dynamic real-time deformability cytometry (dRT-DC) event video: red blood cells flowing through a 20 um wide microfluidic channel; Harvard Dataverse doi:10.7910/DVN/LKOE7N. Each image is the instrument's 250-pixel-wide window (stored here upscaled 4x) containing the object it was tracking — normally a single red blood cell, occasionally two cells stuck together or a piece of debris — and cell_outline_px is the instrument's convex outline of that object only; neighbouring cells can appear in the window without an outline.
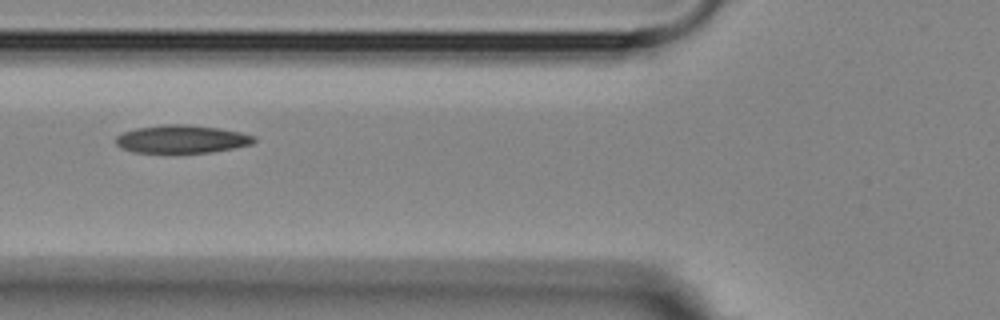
{"species": "Egyptian fruit bat (a non-hibernating species)", "species_latin": "Rousettus aegyptiacus", "temperature_condition": "room temperature", "stored_images_in_passage": 6, "camera_frame_rate_fps": 3000, "um_per_image_px": 0.085, "animal": {"sex": "female"}, "frame": {"image": 1, "passage_image": 3, "time_ms": 2.333, "image_size_px": [1000, 320], "cell_outline_px": [[256, 140], [252, 144], [212, 152], [132, 152], [120, 148], [116, 144], [116, 136], [124, 132], [136, 128], [164, 124], [188, 124], [220, 128], [240, 132], [256, 136]], "centroid_in_image_um": [15.45, 11.81], "position_along_channel_um": 110.4, "area_um2": 22.54}}
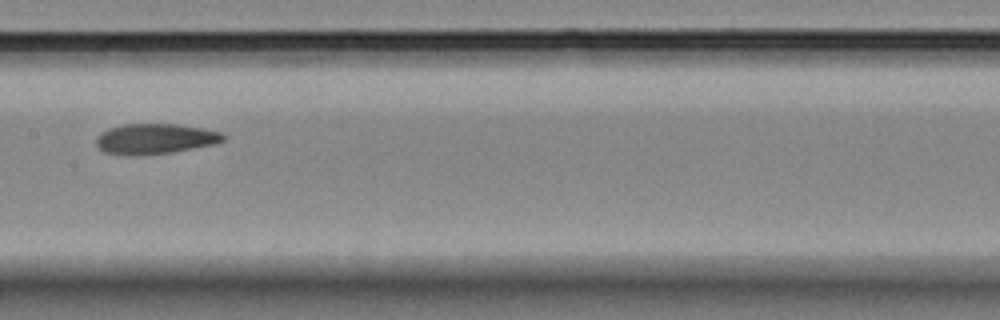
{"frame": {"image": 2, "passage_image": 5, "time_ms": 4.667, "image_size_px": [1000, 320], "cell_outline_px": [[224, 140], [212, 144], [172, 152], [144, 156], [124, 156], [104, 152], [96, 144], [96, 140], [108, 128], [124, 124], [176, 124], [204, 128], [220, 132], [224, 136]], "centroid_in_image_um": [13.15, 11.81], "position_along_channel_um": 194.2, "area_um2": 22.43}}
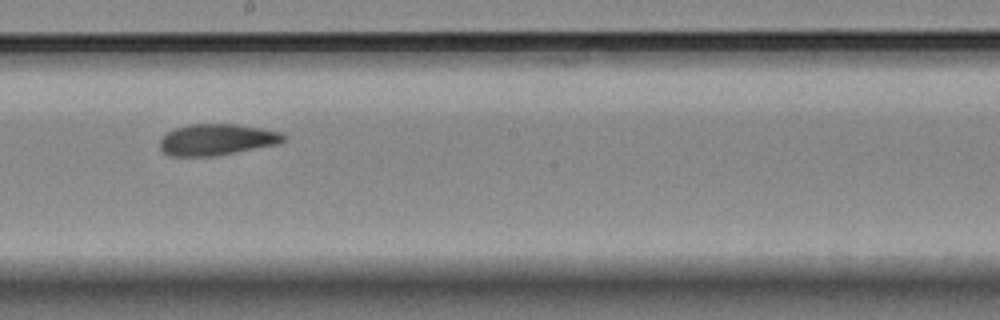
{"frame": {"image": 3, "passage_image": 6, "time_ms": 5.667, "image_size_px": [1000, 320], "cell_outline_px": [[288, 136], [280, 144], [212, 156], [172, 156], [164, 152], [160, 148], [160, 140], [168, 132], [176, 128], [188, 124], [236, 124], [260, 128], [280, 132]], "centroid_in_image_um": [18.46, 11.86], "position_along_channel_um": 229.7, "area_um2": 22.43}}